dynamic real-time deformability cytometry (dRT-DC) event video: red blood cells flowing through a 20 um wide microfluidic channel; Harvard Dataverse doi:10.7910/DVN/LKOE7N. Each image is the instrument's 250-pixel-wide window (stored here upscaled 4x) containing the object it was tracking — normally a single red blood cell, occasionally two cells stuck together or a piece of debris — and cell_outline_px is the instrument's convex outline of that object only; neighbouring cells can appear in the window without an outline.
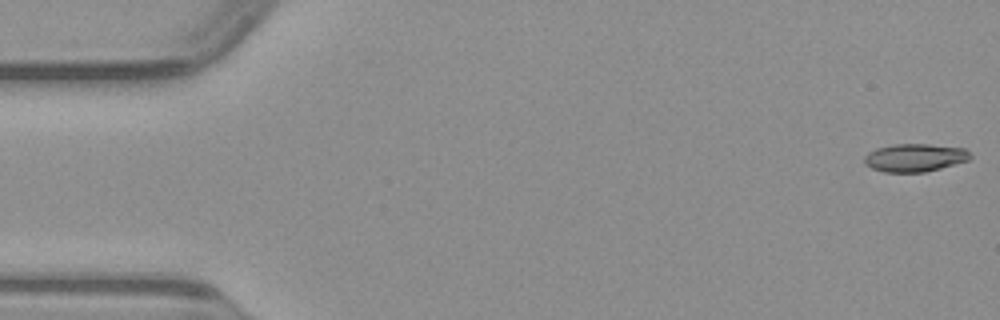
{"species": "common noctule bat (a hibernating species)", "species_latin": "Nyctalus noctula", "temperature_condition": "warm", "stored_images_in_passage": 37, "camera_frame_rate_fps": 3000, "um_per_image_px": 0.085, "animal": {"sex": "male", "body_mass_g": 23.1, "forearm_length_mm": 52.7}, "frame": {"image": 1, "passage_image": 1, "time_ms": 0.0, "image_size_px": [1000, 320], "cell_outline_px": [[972, 156], [968, 160], [940, 168], [924, 172], [884, 172], [872, 168], [864, 164], [864, 156], [868, 152], [876, 148], [892, 144], [928, 144], [964, 148]], "centroid_in_image_um": [77.72, 13.4], "position_along_channel_um": 7.3, "area_um2": 17.22}}
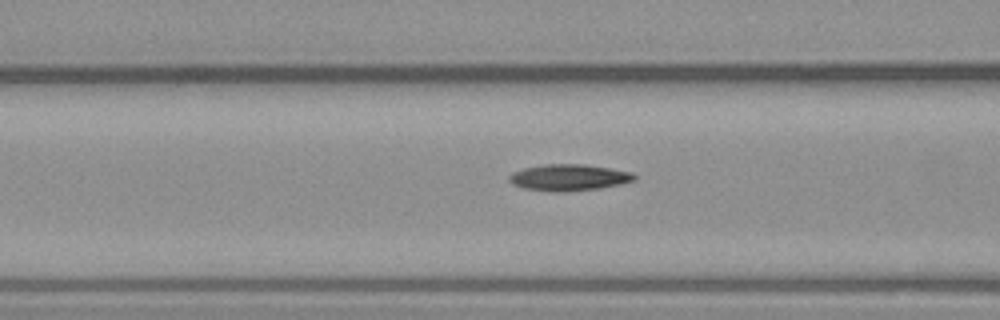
{"frame": {"image": 2, "passage_image": 19, "time_ms": 6.0, "image_size_px": [1000, 320], "cell_outline_px": [[636, 180], [620, 184], [600, 188], [568, 192], [552, 192], [524, 188], [512, 184], [508, 180], [508, 176], [512, 172], [524, 168], [544, 164], [584, 164], [632, 172], [636, 176]], "centroid_in_image_um": [48.33, 15.09], "position_along_channel_um": 118.3, "area_um2": 19.42}}
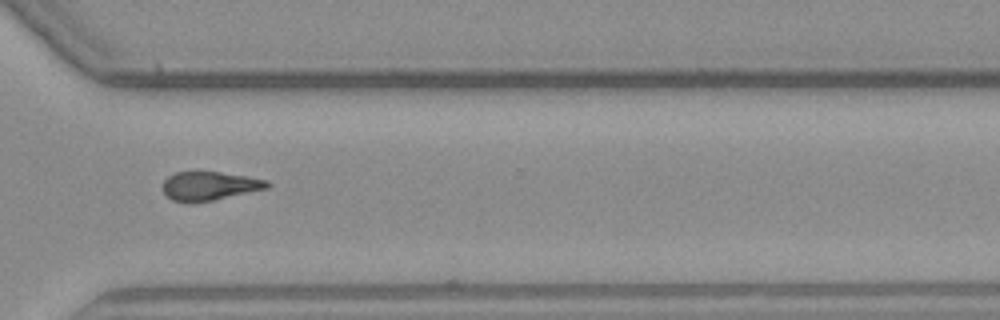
{"frame": {"image": 3, "passage_image": 36, "time_ms": 11.667, "image_size_px": [1000, 320], "cell_outline_px": [[272, 184], [268, 188], [212, 200], [172, 200], [164, 192], [164, 180], [168, 176], [176, 172], [220, 172], [268, 180]], "centroid_in_image_um": [17.86, 15.77], "position_along_channel_um": 352.7, "area_um2": 16.82}}